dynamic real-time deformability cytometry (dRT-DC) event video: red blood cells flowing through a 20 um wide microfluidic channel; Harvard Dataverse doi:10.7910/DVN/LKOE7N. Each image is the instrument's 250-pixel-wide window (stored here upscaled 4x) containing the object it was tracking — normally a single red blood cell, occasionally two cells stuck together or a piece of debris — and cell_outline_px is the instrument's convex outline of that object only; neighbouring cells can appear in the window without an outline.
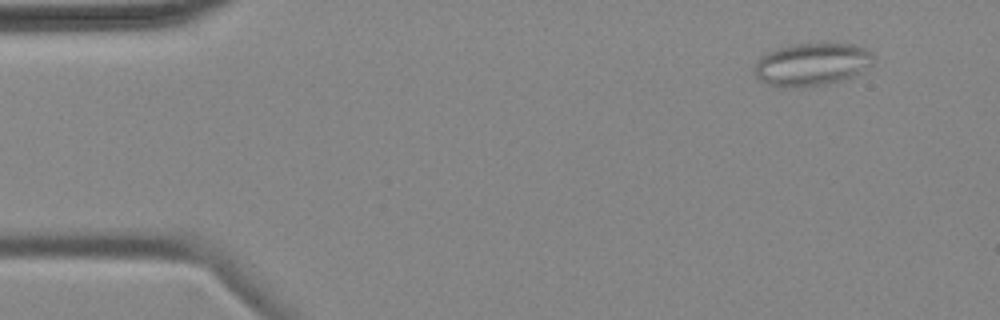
{"species": "common noctule bat (a hibernating species)", "species_latin": "Nyctalus noctula", "temperature_condition": "cold", "stored_images_in_passage": 3, "camera_frame_rate_fps": 3000, "um_per_image_px": 0.085, "animal": {"sex": "female", "body_mass_g": 18.4}, "frame": {"image": 1, "passage_image": 1, "time_ms": 0.0, "image_size_px": [1000, 320], "cell_outline_px": [[872, 64], [860, 72], [852, 76], [828, 84], [792, 88], [780, 88], [768, 84], [760, 80], [756, 76], [756, 64], [760, 56], [776, 48], [792, 44], [824, 40], [828, 40], [852, 44], [868, 48], [872, 52]], "centroid_in_image_um": [69.03, 5.42], "position_along_channel_um": 16.0, "area_um2": 30.52}}